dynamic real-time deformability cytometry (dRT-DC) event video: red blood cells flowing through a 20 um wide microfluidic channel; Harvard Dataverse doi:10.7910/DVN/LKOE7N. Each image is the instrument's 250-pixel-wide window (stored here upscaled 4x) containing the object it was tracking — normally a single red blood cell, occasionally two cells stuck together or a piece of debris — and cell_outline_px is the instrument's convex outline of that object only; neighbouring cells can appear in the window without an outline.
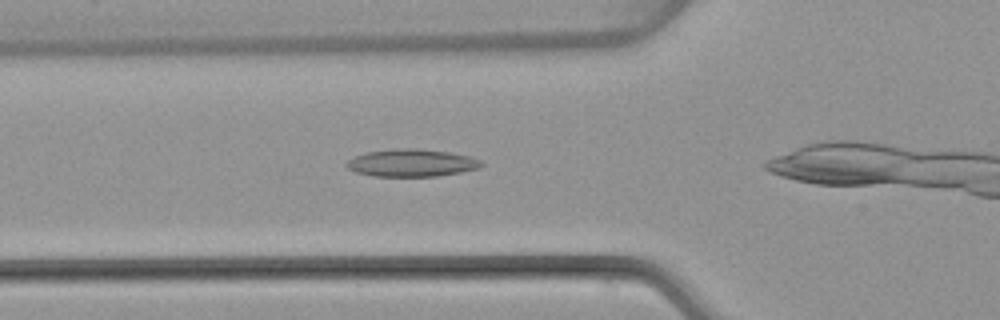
{"species": "common noctule bat (a hibernating species)", "species_latin": "Nyctalus noctula", "temperature_condition": "warm", "stored_images_in_passage": 25, "camera_frame_rate_fps": 3000, "um_per_image_px": 0.085, "animal": {"sex": "female", "body_mass_g": 22.7, "forearm_length_mm": 54.2}, "frame": {"image": 1, "passage_image": 3, "time_ms": 0.667, "image_size_px": [1000, 320], "cell_outline_px": [[484, 164], [480, 168], [460, 172], [436, 176], [376, 176], [356, 172], [348, 168], [344, 164], [348, 160], [356, 156], [368, 152], [396, 148], [416, 148], [448, 152], [472, 156], [480, 160]], "centroid_in_image_um": [35.02, 13.84], "position_along_channel_um": 90.8, "area_um2": 21.5}}
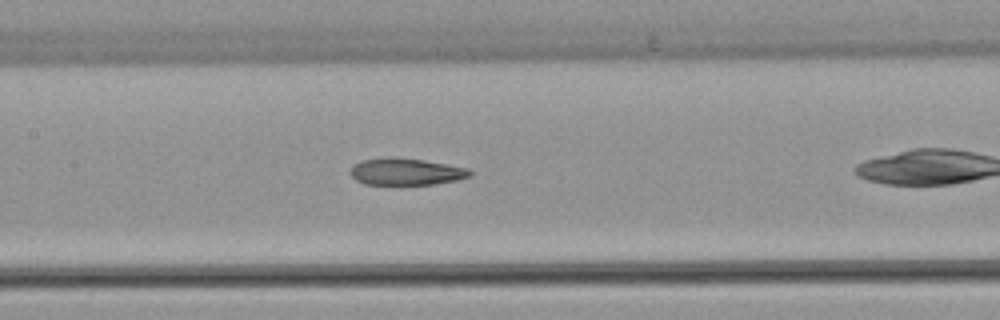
{"frame": {"image": 2, "passage_image": 9, "time_ms": 2.667, "image_size_px": [1000, 320], "cell_outline_px": [[472, 176], [456, 180], [432, 184], [364, 184], [356, 180], [348, 172], [352, 164], [360, 160], [388, 156], [396, 156], [424, 160], [468, 168], [472, 172]], "centroid_in_image_um": [34.45, 14.57], "position_along_channel_um": 172.9, "area_um2": 19.02}}
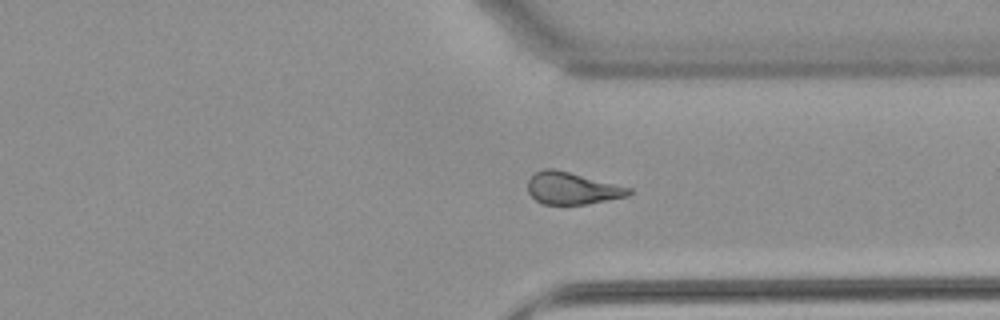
{"frame": {"image": 3, "passage_image": 23, "time_ms": 7.333, "image_size_px": [1000, 320], "cell_outline_px": [[632, 192], [628, 196], [584, 204], [544, 204], [536, 200], [528, 192], [528, 180], [536, 172], [544, 168], [552, 168], [632, 188]], "centroid_in_image_um": [48.62, 16.0], "position_along_channel_um": 362.8, "area_um2": 18.55}}